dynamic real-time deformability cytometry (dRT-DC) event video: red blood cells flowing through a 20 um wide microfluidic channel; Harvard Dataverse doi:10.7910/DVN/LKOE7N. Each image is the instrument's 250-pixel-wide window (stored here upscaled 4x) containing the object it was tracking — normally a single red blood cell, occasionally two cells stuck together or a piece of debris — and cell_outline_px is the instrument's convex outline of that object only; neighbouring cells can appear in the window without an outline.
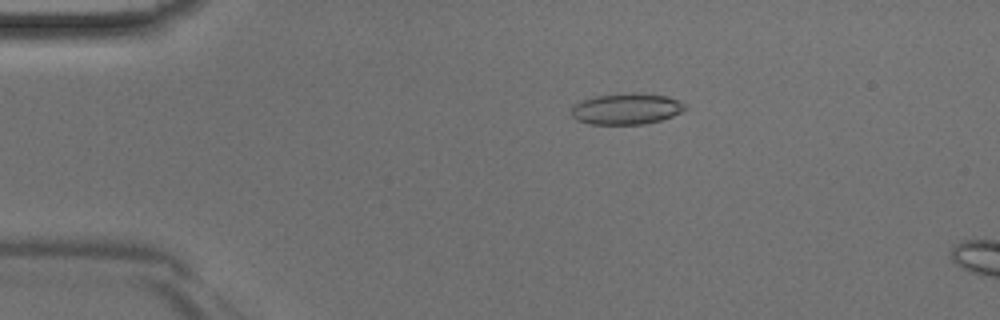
{"species": "Egyptian fruit bat (a non-hibernating species)", "species_latin": "Rousettus aegyptiacus", "temperature_condition": "room temperature", "stored_images_in_passage": 46, "camera_frame_rate_fps": 3000, "um_per_image_px": 0.085, "animal": {"sex": "male"}, "frame": {"image": 1, "passage_image": 9, "time_ms": 2.667, "image_size_px": [1000, 320], "cell_outline_px": [[688, 108], [672, 116], [660, 120], [644, 124], [588, 124], [576, 120], [572, 116], [572, 108], [580, 100], [596, 96], [632, 92], [636, 92], [668, 96], [684, 104]], "centroid_in_image_um": [53.23, 9.25], "position_along_channel_um": 31.8, "area_um2": 20.63}}
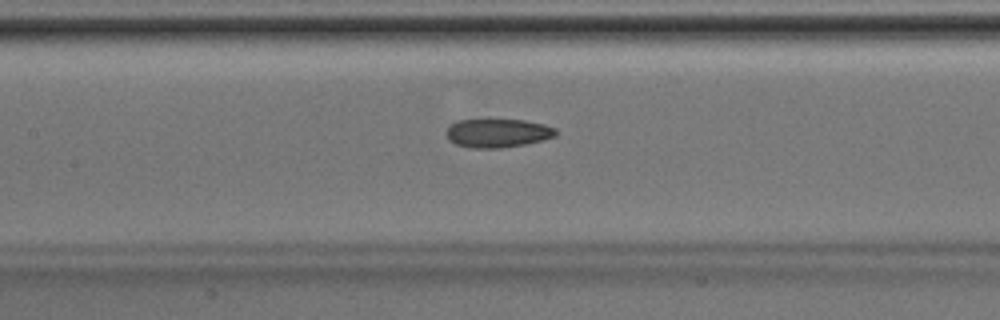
{"frame": {"image": 2, "passage_image": 21, "time_ms": 6.667, "image_size_px": [1000, 320], "cell_outline_px": [[556, 136], [524, 144], [500, 148], [468, 148], [456, 144], [448, 140], [448, 128], [452, 124], [460, 120], [524, 120], [544, 124], [556, 128]], "centroid_in_image_um": [42.31, 11.32], "position_along_channel_um": 165.1, "area_um2": 18.03}}
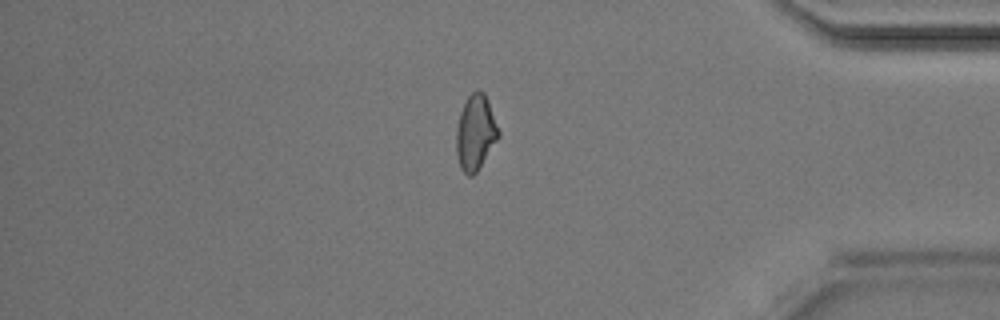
{"frame": {"image": 3, "passage_image": 38, "time_ms": 12.333, "image_size_px": [1000, 320], "cell_outline_px": [[500, 136], [476, 172], [472, 176], [468, 176], [460, 168], [456, 152], [456, 128], [460, 112], [468, 96], [476, 88], [480, 88], [484, 92], [488, 100], [500, 132]], "centroid_in_image_um": [40.41, 11.24], "position_along_channel_um": 394.8, "area_um2": 18.61}}